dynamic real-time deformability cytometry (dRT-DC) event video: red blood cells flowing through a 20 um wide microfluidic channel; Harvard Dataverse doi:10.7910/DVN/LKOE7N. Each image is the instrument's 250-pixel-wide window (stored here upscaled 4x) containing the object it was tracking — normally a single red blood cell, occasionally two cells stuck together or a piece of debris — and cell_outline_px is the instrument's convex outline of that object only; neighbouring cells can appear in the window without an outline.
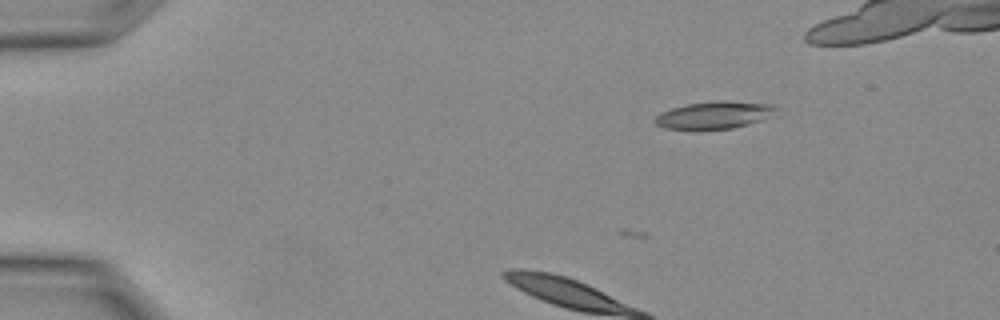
{"species": "Egyptian fruit bat (a non-hibernating species)", "species_latin": "Rousettus aegyptiacus", "temperature_condition": "warm", "stored_images_in_passage": 3, "camera_frame_rate_fps": 3000, "um_per_image_px": 0.085, "animal": {"sex": "female"}, "frame": {"image": 1, "passage_image": 3, "time_ms": 0.667, "image_size_px": [1000, 320], "cell_outline_px": [[780, 108], [760, 120], [748, 124], [732, 128], [696, 132], [664, 128], [656, 124], [652, 120], [660, 112], [672, 108], [688, 104], [772, 104]], "centroid_in_image_um": [60.54, 9.89], "position_along_channel_um": 24.5, "area_um2": 18.55}}